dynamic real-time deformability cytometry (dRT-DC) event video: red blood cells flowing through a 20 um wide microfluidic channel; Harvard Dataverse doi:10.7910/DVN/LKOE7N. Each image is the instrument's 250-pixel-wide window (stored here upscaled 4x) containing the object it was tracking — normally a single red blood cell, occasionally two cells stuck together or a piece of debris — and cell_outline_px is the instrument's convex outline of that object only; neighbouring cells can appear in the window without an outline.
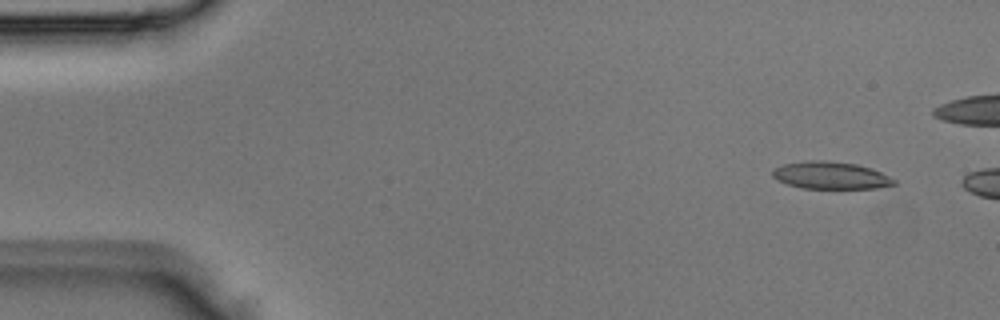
{"species": "Egyptian fruit bat (a non-hibernating species)", "species_latin": "Rousettus aegyptiacus", "temperature_condition": "room temperature", "stored_images_in_passage": 2, "camera_frame_rate_fps": 3000, "um_per_image_px": 0.085, "animal": {"sex": "male"}, "frame": {"image": 1, "passage_image": 1, "time_ms": 0.0, "image_size_px": [1000, 320], "cell_outline_px": [[896, 184], [876, 188], [800, 188], [776, 180], [772, 176], [772, 168], [784, 164], [808, 160], [828, 160], [856, 164], [880, 172], [896, 180]], "centroid_in_image_um": [70.56, 14.9], "position_along_channel_um": 14.4, "area_um2": 19.31}}